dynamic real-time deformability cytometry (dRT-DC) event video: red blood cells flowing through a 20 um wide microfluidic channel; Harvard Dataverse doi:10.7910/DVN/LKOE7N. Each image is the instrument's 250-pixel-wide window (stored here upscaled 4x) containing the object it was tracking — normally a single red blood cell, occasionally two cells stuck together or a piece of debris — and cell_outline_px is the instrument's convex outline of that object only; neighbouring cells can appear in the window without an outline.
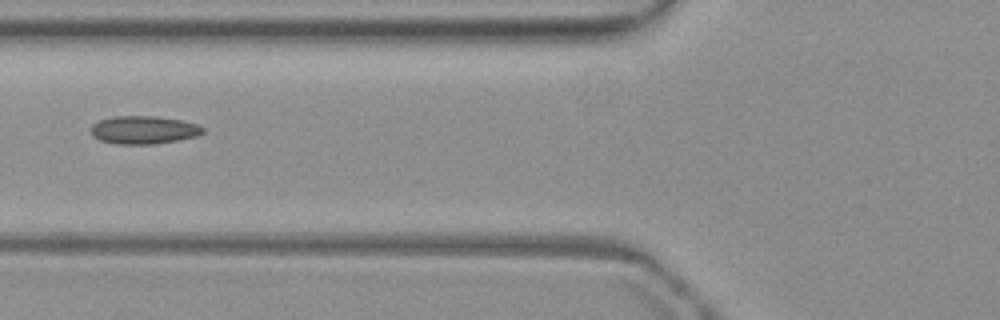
{"species": "common noctule bat (a hibernating species)", "species_latin": "Nyctalus noctula", "temperature_condition": "warm", "stored_images_in_passage": 2, "camera_frame_rate_fps": 3000, "um_per_image_px": 0.085, "animal": {"sex": "female", "body_mass_g": 19.3, "forearm_length_mm": 54.1}, "frame": {"image": 1, "passage_image": 2, "time_ms": 1.0, "image_size_px": [1000, 320], "cell_outline_px": [[204, 132], [196, 136], [176, 140], [152, 144], [116, 144], [100, 140], [92, 136], [92, 124], [100, 120], [112, 116], [156, 116], [180, 120], [196, 124], [204, 128]], "centroid_in_image_um": [12.19, 11.04], "position_along_channel_um": 113.6, "area_um2": 18.15}}